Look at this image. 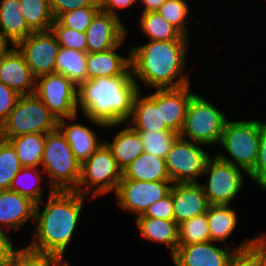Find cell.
<instances>
[{"mask_svg":"<svg viewBox=\"0 0 266 266\" xmlns=\"http://www.w3.org/2000/svg\"><path fill=\"white\" fill-rule=\"evenodd\" d=\"M48 190L45 205L42 201L36 204L34 241L26 248L64 259L87 196L76 191L53 190L51 187Z\"/></svg>","mask_w":266,"mask_h":266,"instance_id":"obj_1","label":"cell"},{"mask_svg":"<svg viewBox=\"0 0 266 266\" xmlns=\"http://www.w3.org/2000/svg\"><path fill=\"white\" fill-rule=\"evenodd\" d=\"M189 43V40H147L143 45L132 47L130 65L138 89V79L154 89L179 88L190 84L189 76L184 73Z\"/></svg>","mask_w":266,"mask_h":266,"instance_id":"obj_2","label":"cell"},{"mask_svg":"<svg viewBox=\"0 0 266 266\" xmlns=\"http://www.w3.org/2000/svg\"><path fill=\"white\" fill-rule=\"evenodd\" d=\"M138 91L132 76L87 80L78 88V111L98 127H119L130 117Z\"/></svg>","mask_w":266,"mask_h":266,"instance_id":"obj_3","label":"cell"},{"mask_svg":"<svg viewBox=\"0 0 266 266\" xmlns=\"http://www.w3.org/2000/svg\"><path fill=\"white\" fill-rule=\"evenodd\" d=\"M41 169L53 190L75 191L79 185L81 163L59 128L46 134Z\"/></svg>","mask_w":266,"mask_h":266,"instance_id":"obj_4","label":"cell"},{"mask_svg":"<svg viewBox=\"0 0 266 266\" xmlns=\"http://www.w3.org/2000/svg\"><path fill=\"white\" fill-rule=\"evenodd\" d=\"M260 133L261 121L253 119L230 121L229 119L226 121L219 144L228 155L222 152L216 155L249 174L258 160Z\"/></svg>","mask_w":266,"mask_h":266,"instance_id":"obj_5","label":"cell"},{"mask_svg":"<svg viewBox=\"0 0 266 266\" xmlns=\"http://www.w3.org/2000/svg\"><path fill=\"white\" fill-rule=\"evenodd\" d=\"M58 128V120L33 93L21 95L8 118L0 126L4 140L23 134H47Z\"/></svg>","mask_w":266,"mask_h":266,"instance_id":"obj_6","label":"cell"},{"mask_svg":"<svg viewBox=\"0 0 266 266\" xmlns=\"http://www.w3.org/2000/svg\"><path fill=\"white\" fill-rule=\"evenodd\" d=\"M227 120L220 109L204 97L195 94L188 104L179 137L204 146L220 144Z\"/></svg>","mask_w":266,"mask_h":266,"instance_id":"obj_7","label":"cell"},{"mask_svg":"<svg viewBox=\"0 0 266 266\" xmlns=\"http://www.w3.org/2000/svg\"><path fill=\"white\" fill-rule=\"evenodd\" d=\"M123 172L108 146L103 143L81 164L79 185L75 190L81 195L97 198L114 191L116 193Z\"/></svg>","mask_w":266,"mask_h":266,"instance_id":"obj_8","label":"cell"},{"mask_svg":"<svg viewBox=\"0 0 266 266\" xmlns=\"http://www.w3.org/2000/svg\"><path fill=\"white\" fill-rule=\"evenodd\" d=\"M244 173L249 176L245 170L220 159L216 153L211 156L203 173L208 178L204 183L199 182L209 205H231L243 188Z\"/></svg>","mask_w":266,"mask_h":266,"instance_id":"obj_9","label":"cell"},{"mask_svg":"<svg viewBox=\"0 0 266 266\" xmlns=\"http://www.w3.org/2000/svg\"><path fill=\"white\" fill-rule=\"evenodd\" d=\"M204 144L187 141L180 137L172 144L165 158L166 169L172 183H199L211 154ZM198 179V180H197Z\"/></svg>","mask_w":266,"mask_h":266,"instance_id":"obj_10","label":"cell"},{"mask_svg":"<svg viewBox=\"0 0 266 266\" xmlns=\"http://www.w3.org/2000/svg\"><path fill=\"white\" fill-rule=\"evenodd\" d=\"M34 94L57 120L78 115V88L62 74L36 78Z\"/></svg>","mask_w":266,"mask_h":266,"instance_id":"obj_11","label":"cell"},{"mask_svg":"<svg viewBox=\"0 0 266 266\" xmlns=\"http://www.w3.org/2000/svg\"><path fill=\"white\" fill-rule=\"evenodd\" d=\"M252 239L241 242L231 249L224 245L223 248L215 246L216 242L207 241L189 245H178V249L171 256L175 266H228L230 259L236 252L246 250L253 246Z\"/></svg>","mask_w":266,"mask_h":266,"instance_id":"obj_12","label":"cell"},{"mask_svg":"<svg viewBox=\"0 0 266 266\" xmlns=\"http://www.w3.org/2000/svg\"><path fill=\"white\" fill-rule=\"evenodd\" d=\"M171 181L145 182L134 179H121L114 194L117 205L125 211L143 215L147 208L170 193Z\"/></svg>","mask_w":266,"mask_h":266,"instance_id":"obj_13","label":"cell"},{"mask_svg":"<svg viewBox=\"0 0 266 266\" xmlns=\"http://www.w3.org/2000/svg\"><path fill=\"white\" fill-rule=\"evenodd\" d=\"M15 46L24 56L36 78L55 73L59 44L51 30L32 32Z\"/></svg>","mask_w":266,"mask_h":266,"instance_id":"obj_14","label":"cell"},{"mask_svg":"<svg viewBox=\"0 0 266 266\" xmlns=\"http://www.w3.org/2000/svg\"><path fill=\"white\" fill-rule=\"evenodd\" d=\"M122 23L120 18L99 10L86 30V52H104L125 42L128 31Z\"/></svg>","mask_w":266,"mask_h":266,"instance_id":"obj_15","label":"cell"},{"mask_svg":"<svg viewBox=\"0 0 266 266\" xmlns=\"http://www.w3.org/2000/svg\"><path fill=\"white\" fill-rule=\"evenodd\" d=\"M0 81L19 95L35 92L36 77L22 53L14 45L0 58Z\"/></svg>","mask_w":266,"mask_h":266,"instance_id":"obj_16","label":"cell"},{"mask_svg":"<svg viewBox=\"0 0 266 266\" xmlns=\"http://www.w3.org/2000/svg\"><path fill=\"white\" fill-rule=\"evenodd\" d=\"M172 202L174 221L179 225L207 212L209 203L199 183H173Z\"/></svg>","mask_w":266,"mask_h":266,"instance_id":"obj_17","label":"cell"},{"mask_svg":"<svg viewBox=\"0 0 266 266\" xmlns=\"http://www.w3.org/2000/svg\"><path fill=\"white\" fill-rule=\"evenodd\" d=\"M141 93V90L136 93L126 123L137 131L169 130L165 123H161V89L145 96Z\"/></svg>","mask_w":266,"mask_h":266,"instance_id":"obj_18","label":"cell"},{"mask_svg":"<svg viewBox=\"0 0 266 266\" xmlns=\"http://www.w3.org/2000/svg\"><path fill=\"white\" fill-rule=\"evenodd\" d=\"M36 203L16 191L0 190V229L19 230L34 221Z\"/></svg>","mask_w":266,"mask_h":266,"instance_id":"obj_19","label":"cell"},{"mask_svg":"<svg viewBox=\"0 0 266 266\" xmlns=\"http://www.w3.org/2000/svg\"><path fill=\"white\" fill-rule=\"evenodd\" d=\"M77 116L58 120V128L65 135L76 159L82 164L104 143V140L87 125L72 124L73 120H77Z\"/></svg>","mask_w":266,"mask_h":266,"instance_id":"obj_20","label":"cell"},{"mask_svg":"<svg viewBox=\"0 0 266 266\" xmlns=\"http://www.w3.org/2000/svg\"><path fill=\"white\" fill-rule=\"evenodd\" d=\"M190 88L188 84L179 88L161 89V123L177 134L182 131L188 104L195 95Z\"/></svg>","mask_w":266,"mask_h":266,"instance_id":"obj_21","label":"cell"},{"mask_svg":"<svg viewBox=\"0 0 266 266\" xmlns=\"http://www.w3.org/2000/svg\"><path fill=\"white\" fill-rule=\"evenodd\" d=\"M122 45L123 42L104 52L88 53L86 62L88 80L100 77L132 76L130 50L129 57L117 53Z\"/></svg>","mask_w":266,"mask_h":266,"instance_id":"obj_22","label":"cell"},{"mask_svg":"<svg viewBox=\"0 0 266 266\" xmlns=\"http://www.w3.org/2000/svg\"><path fill=\"white\" fill-rule=\"evenodd\" d=\"M123 124H125V128L115 133L113 141L104 140L122 172L144 153V146L139 132L128 123L123 122Z\"/></svg>","mask_w":266,"mask_h":266,"instance_id":"obj_23","label":"cell"},{"mask_svg":"<svg viewBox=\"0 0 266 266\" xmlns=\"http://www.w3.org/2000/svg\"><path fill=\"white\" fill-rule=\"evenodd\" d=\"M31 33L22 14L20 0H1L0 36L8 44L15 46Z\"/></svg>","mask_w":266,"mask_h":266,"instance_id":"obj_24","label":"cell"},{"mask_svg":"<svg viewBox=\"0 0 266 266\" xmlns=\"http://www.w3.org/2000/svg\"><path fill=\"white\" fill-rule=\"evenodd\" d=\"M135 223L140 236L152 242L165 244L169 248L171 256L178 249V224L174 220L136 217Z\"/></svg>","mask_w":266,"mask_h":266,"instance_id":"obj_25","label":"cell"},{"mask_svg":"<svg viewBox=\"0 0 266 266\" xmlns=\"http://www.w3.org/2000/svg\"><path fill=\"white\" fill-rule=\"evenodd\" d=\"M122 179H134L138 181H171L166 169L165 159L142 153L123 171Z\"/></svg>","mask_w":266,"mask_h":266,"instance_id":"obj_26","label":"cell"},{"mask_svg":"<svg viewBox=\"0 0 266 266\" xmlns=\"http://www.w3.org/2000/svg\"><path fill=\"white\" fill-rule=\"evenodd\" d=\"M87 52L59 47L55 59V73L67 77L77 88L88 80Z\"/></svg>","mask_w":266,"mask_h":266,"instance_id":"obj_27","label":"cell"},{"mask_svg":"<svg viewBox=\"0 0 266 266\" xmlns=\"http://www.w3.org/2000/svg\"><path fill=\"white\" fill-rule=\"evenodd\" d=\"M207 219L210 232V240L213 242H223L227 244L226 239L233 234L238 225L237 211L230 208V205H209L207 209Z\"/></svg>","mask_w":266,"mask_h":266,"instance_id":"obj_28","label":"cell"},{"mask_svg":"<svg viewBox=\"0 0 266 266\" xmlns=\"http://www.w3.org/2000/svg\"><path fill=\"white\" fill-rule=\"evenodd\" d=\"M46 134H23L8 141L15 148L22 167H41Z\"/></svg>","mask_w":266,"mask_h":266,"instance_id":"obj_29","label":"cell"},{"mask_svg":"<svg viewBox=\"0 0 266 266\" xmlns=\"http://www.w3.org/2000/svg\"><path fill=\"white\" fill-rule=\"evenodd\" d=\"M45 174L42 169L38 167H22L12 180L10 189L17 193L28 197L36 204L43 201L45 187L40 185L44 177L40 176Z\"/></svg>","mask_w":266,"mask_h":266,"instance_id":"obj_30","label":"cell"},{"mask_svg":"<svg viewBox=\"0 0 266 266\" xmlns=\"http://www.w3.org/2000/svg\"><path fill=\"white\" fill-rule=\"evenodd\" d=\"M139 24V26L142 28V32L149 37L148 40H189L188 37L183 36L157 11L142 13Z\"/></svg>","mask_w":266,"mask_h":266,"instance_id":"obj_31","label":"cell"},{"mask_svg":"<svg viewBox=\"0 0 266 266\" xmlns=\"http://www.w3.org/2000/svg\"><path fill=\"white\" fill-rule=\"evenodd\" d=\"M22 14L32 32L51 30L54 22L48 0H20Z\"/></svg>","mask_w":266,"mask_h":266,"instance_id":"obj_32","label":"cell"},{"mask_svg":"<svg viewBox=\"0 0 266 266\" xmlns=\"http://www.w3.org/2000/svg\"><path fill=\"white\" fill-rule=\"evenodd\" d=\"M144 146V152L165 159L179 134L172 130L138 131Z\"/></svg>","mask_w":266,"mask_h":266,"instance_id":"obj_33","label":"cell"},{"mask_svg":"<svg viewBox=\"0 0 266 266\" xmlns=\"http://www.w3.org/2000/svg\"><path fill=\"white\" fill-rule=\"evenodd\" d=\"M210 241L207 213L193 217L178 225L179 245Z\"/></svg>","mask_w":266,"mask_h":266,"instance_id":"obj_34","label":"cell"},{"mask_svg":"<svg viewBox=\"0 0 266 266\" xmlns=\"http://www.w3.org/2000/svg\"><path fill=\"white\" fill-rule=\"evenodd\" d=\"M22 169L15 148L8 140L0 143V190H9L12 180Z\"/></svg>","mask_w":266,"mask_h":266,"instance_id":"obj_35","label":"cell"},{"mask_svg":"<svg viewBox=\"0 0 266 266\" xmlns=\"http://www.w3.org/2000/svg\"><path fill=\"white\" fill-rule=\"evenodd\" d=\"M189 5L186 0H166L157 12L173 25L183 36L189 37ZM188 24V25H187Z\"/></svg>","mask_w":266,"mask_h":266,"instance_id":"obj_36","label":"cell"},{"mask_svg":"<svg viewBox=\"0 0 266 266\" xmlns=\"http://www.w3.org/2000/svg\"><path fill=\"white\" fill-rule=\"evenodd\" d=\"M100 6H86L60 14L56 20L68 28L86 32Z\"/></svg>","mask_w":266,"mask_h":266,"instance_id":"obj_37","label":"cell"},{"mask_svg":"<svg viewBox=\"0 0 266 266\" xmlns=\"http://www.w3.org/2000/svg\"><path fill=\"white\" fill-rule=\"evenodd\" d=\"M51 31L56 36L59 47L86 52V32H80L62 26L56 19H54V22L51 25Z\"/></svg>","mask_w":266,"mask_h":266,"instance_id":"obj_38","label":"cell"},{"mask_svg":"<svg viewBox=\"0 0 266 266\" xmlns=\"http://www.w3.org/2000/svg\"><path fill=\"white\" fill-rule=\"evenodd\" d=\"M60 260L59 257L37 253L24 247L12 254L9 266H55Z\"/></svg>","mask_w":266,"mask_h":266,"instance_id":"obj_39","label":"cell"},{"mask_svg":"<svg viewBox=\"0 0 266 266\" xmlns=\"http://www.w3.org/2000/svg\"><path fill=\"white\" fill-rule=\"evenodd\" d=\"M248 178L266 190V121L261 122L258 160Z\"/></svg>","mask_w":266,"mask_h":266,"instance_id":"obj_40","label":"cell"},{"mask_svg":"<svg viewBox=\"0 0 266 266\" xmlns=\"http://www.w3.org/2000/svg\"><path fill=\"white\" fill-rule=\"evenodd\" d=\"M138 217H153L163 220H174L172 187L167 196L150 205L144 214Z\"/></svg>","mask_w":266,"mask_h":266,"instance_id":"obj_41","label":"cell"},{"mask_svg":"<svg viewBox=\"0 0 266 266\" xmlns=\"http://www.w3.org/2000/svg\"><path fill=\"white\" fill-rule=\"evenodd\" d=\"M54 19L60 14L86 6H100L99 0H48Z\"/></svg>","mask_w":266,"mask_h":266,"instance_id":"obj_42","label":"cell"},{"mask_svg":"<svg viewBox=\"0 0 266 266\" xmlns=\"http://www.w3.org/2000/svg\"><path fill=\"white\" fill-rule=\"evenodd\" d=\"M20 96L0 81V126L14 109Z\"/></svg>","mask_w":266,"mask_h":266,"instance_id":"obj_43","label":"cell"},{"mask_svg":"<svg viewBox=\"0 0 266 266\" xmlns=\"http://www.w3.org/2000/svg\"><path fill=\"white\" fill-rule=\"evenodd\" d=\"M228 266H262L258 253L251 247L236 252L230 259Z\"/></svg>","mask_w":266,"mask_h":266,"instance_id":"obj_44","label":"cell"},{"mask_svg":"<svg viewBox=\"0 0 266 266\" xmlns=\"http://www.w3.org/2000/svg\"><path fill=\"white\" fill-rule=\"evenodd\" d=\"M138 0H99L100 10L107 12L117 18L119 17L118 10H124L133 6Z\"/></svg>","mask_w":266,"mask_h":266,"instance_id":"obj_45","label":"cell"},{"mask_svg":"<svg viewBox=\"0 0 266 266\" xmlns=\"http://www.w3.org/2000/svg\"><path fill=\"white\" fill-rule=\"evenodd\" d=\"M11 240L9 233L0 229V259H11L12 254L17 250Z\"/></svg>","mask_w":266,"mask_h":266,"instance_id":"obj_46","label":"cell"},{"mask_svg":"<svg viewBox=\"0 0 266 266\" xmlns=\"http://www.w3.org/2000/svg\"><path fill=\"white\" fill-rule=\"evenodd\" d=\"M252 248L258 253L262 266H266V234L254 237Z\"/></svg>","mask_w":266,"mask_h":266,"instance_id":"obj_47","label":"cell"},{"mask_svg":"<svg viewBox=\"0 0 266 266\" xmlns=\"http://www.w3.org/2000/svg\"><path fill=\"white\" fill-rule=\"evenodd\" d=\"M141 4L144 5L142 8L144 12H155L157 11L161 5L166 1V0H140Z\"/></svg>","mask_w":266,"mask_h":266,"instance_id":"obj_48","label":"cell"},{"mask_svg":"<svg viewBox=\"0 0 266 266\" xmlns=\"http://www.w3.org/2000/svg\"><path fill=\"white\" fill-rule=\"evenodd\" d=\"M8 48L9 44L0 36V58Z\"/></svg>","mask_w":266,"mask_h":266,"instance_id":"obj_49","label":"cell"},{"mask_svg":"<svg viewBox=\"0 0 266 266\" xmlns=\"http://www.w3.org/2000/svg\"><path fill=\"white\" fill-rule=\"evenodd\" d=\"M55 266H70L69 262L65 259H61Z\"/></svg>","mask_w":266,"mask_h":266,"instance_id":"obj_50","label":"cell"},{"mask_svg":"<svg viewBox=\"0 0 266 266\" xmlns=\"http://www.w3.org/2000/svg\"><path fill=\"white\" fill-rule=\"evenodd\" d=\"M11 259H0V266H9Z\"/></svg>","mask_w":266,"mask_h":266,"instance_id":"obj_51","label":"cell"},{"mask_svg":"<svg viewBox=\"0 0 266 266\" xmlns=\"http://www.w3.org/2000/svg\"><path fill=\"white\" fill-rule=\"evenodd\" d=\"M4 140V138L0 134V143Z\"/></svg>","mask_w":266,"mask_h":266,"instance_id":"obj_52","label":"cell"}]
</instances>
